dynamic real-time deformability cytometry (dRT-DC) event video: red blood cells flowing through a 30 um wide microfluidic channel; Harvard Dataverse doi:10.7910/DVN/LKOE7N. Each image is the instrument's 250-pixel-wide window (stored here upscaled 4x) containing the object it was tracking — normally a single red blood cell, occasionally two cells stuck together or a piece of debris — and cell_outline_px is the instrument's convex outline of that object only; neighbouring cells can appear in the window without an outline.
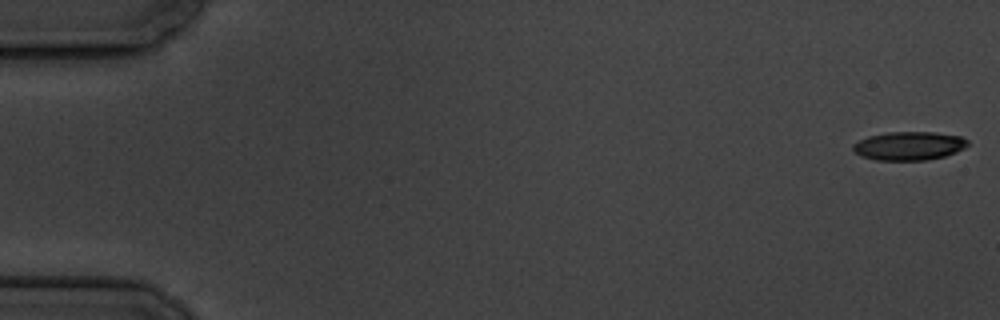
{"species": "common noctule bat (a hibernating species)", "species_latin": "Nyctalus noctula", "temperature_condition": "cold", "stored_images_in_passage": 7, "camera_frame_rate_fps": 3000, "um_per_image_px": 0.085, "animal": {"sex": "male", "body_mass_g": 19.5, "forearm_length_mm": 54.6}, "frame": {"image": 1, "passage_image": 1, "time_ms": 0.0, "image_size_px": [1000, 320], "cell_outline_px": [[968, 144], [964, 148], [956, 152], [944, 156], [928, 160], [876, 160], [860, 156], [852, 148], [852, 144], [868, 136], [888, 132], [932, 132], [960, 136], [968, 140]], "centroid_in_image_um": [77.25, 12.4], "position_along_channel_um": 7.7, "area_um2": 19.07}}
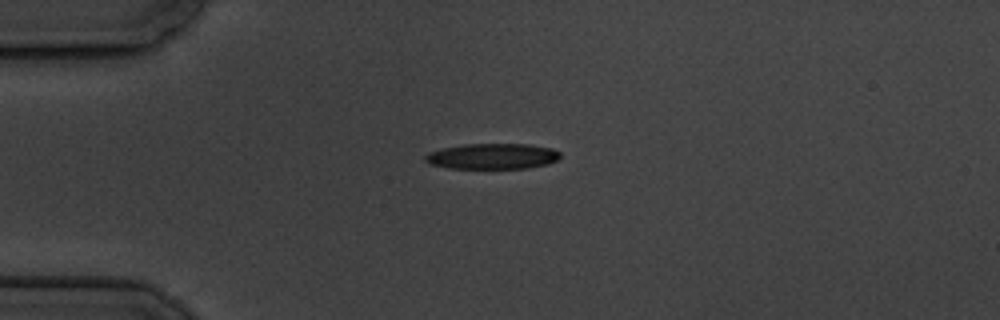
{"frame": {"image": 2, "passage_image": 5, "time_ms": 4.667, "image_size_px": [1000, 320], "cell_outline_px": [[560, 156], [556, 160], [548, 164], [528, 168], [448, 168], [432, 164], [424, 160], [424, 156], [428, 152], [444, 148], [464, 144], [528, 144], [552, 148], [560, 152]], "centroid_in_image_um": [41.87, 13.28], "position_along_channel_um": 43.1, "area_um2": 20.11}}
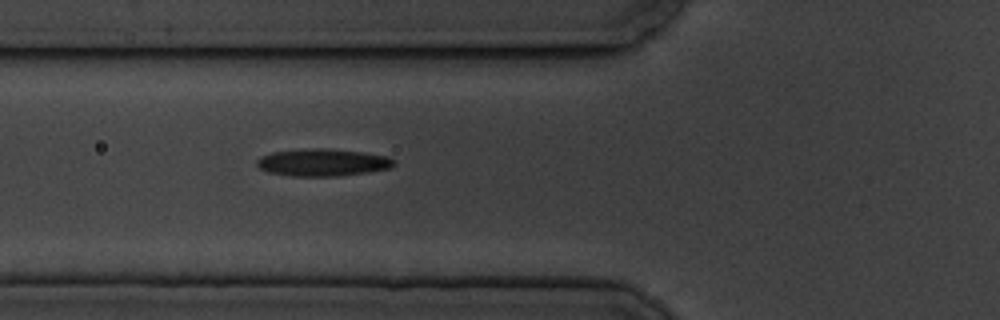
{"frame": {"image": 3, "passage_image": 7, "time_ms": 7.0, "image_size_px": [1000, 320], "cell_outline_px": [[396, 164], [392, 168], [368, 172], [340, 176], [292, 176], [268, 172], [260, 168], [256, 164], [256, 160], [260, 156], [272, 152], [304, 148], [328, 148], [364, 152], [388, 156], [396, 160]], "centroid_in_image_um": [27.46, 13.8], "position_along_channel_um": 98.3, "area_um2": 22.2}}